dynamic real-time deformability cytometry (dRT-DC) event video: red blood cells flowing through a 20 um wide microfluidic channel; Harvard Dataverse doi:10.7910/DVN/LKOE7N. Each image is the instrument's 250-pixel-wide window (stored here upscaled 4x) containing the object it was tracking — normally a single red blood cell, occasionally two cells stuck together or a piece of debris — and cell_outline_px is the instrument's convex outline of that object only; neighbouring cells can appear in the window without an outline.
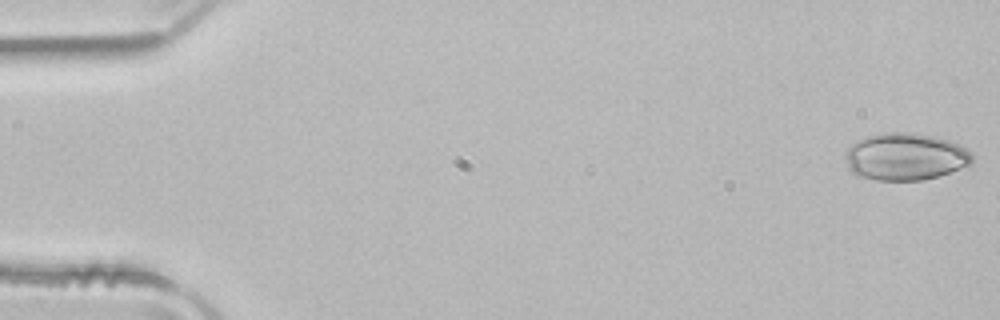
{"species": "common noctule bat (a hibernating species)", "species_latin": "Nyctalus noctula", "temperature_condition": "room temperature", "stored_images_in_passage": 51, "camera_frame_rate_fps": 3000, "um_per_image_px": 0.085, "animal": {"sex": "male", "body_mass_g": 21.5, "forearm_length_mm": 52.0}, "frame": {"image": 1, "passage_image": 1, "time_ms": 0.0, "image_size_px": [1000, 320], "cell_outline_px": [[972, 164], [924, 180], [876, 180], [856, 176], [848, 168], [848, 148], [852, 144], [868, 136], [892, 132], [904, 132], [932, 136], [948, 140], [964, 148], [972, 156]], "centroid_in_image_um": [76.95, 13.33], "position_along_channel_um": 8.1, "area_um2": 34.16}}
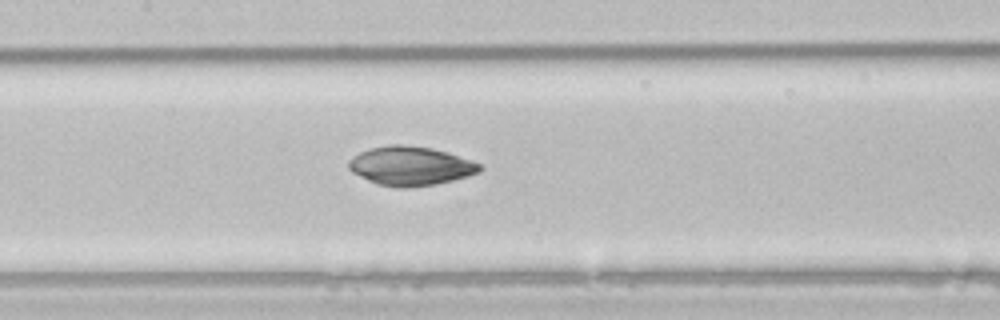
{"frame": {"image": 2, "passage_image": 24, "time_ms": 7.667, "image_size_px": [1000, 320], "cell_outline_px": [[484, 168], [480, 172], [468, 176], [436, 184], [408, 188], [400, 188], [376, 184], [352, 172], [348, 168], [348, 160], [352, 156], [368, 148], [388, 144], [400, 144], [432, 148], [448, 152], [480, 164]], "centroid_in_image_um": [34.87, 14.1], "position_along_channel_um": 172.5, "area_um2": 30.0}}
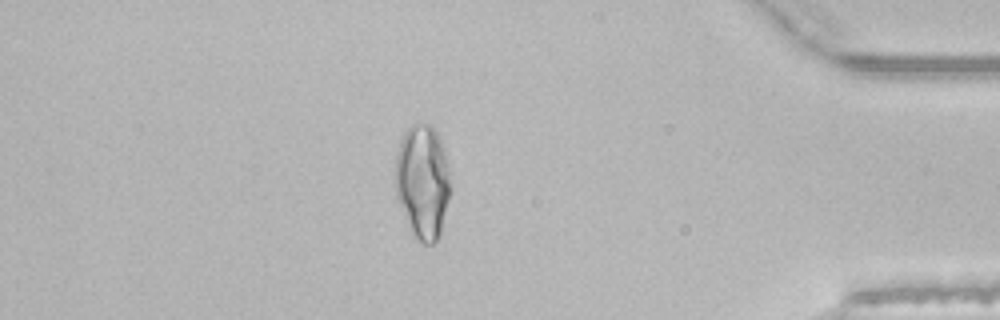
{"frame": {"image": 3, "passage_image": 44, "time_ms": 14.333, "image_size_px": [1000, 320], "cell_outline_px": [[452, 192], [440, 232], [436, 240], [432, 244], [424, 244], [412, 232], [396, 196], [396, 152], [400, 140], [404, 132], [416, 120], [432, 124], [440, 140], [448, 164]], "centroid_in_image_um": [35.94, 15.37], "position_along_channel_um": 399.3, "area_um2": 36.93}}